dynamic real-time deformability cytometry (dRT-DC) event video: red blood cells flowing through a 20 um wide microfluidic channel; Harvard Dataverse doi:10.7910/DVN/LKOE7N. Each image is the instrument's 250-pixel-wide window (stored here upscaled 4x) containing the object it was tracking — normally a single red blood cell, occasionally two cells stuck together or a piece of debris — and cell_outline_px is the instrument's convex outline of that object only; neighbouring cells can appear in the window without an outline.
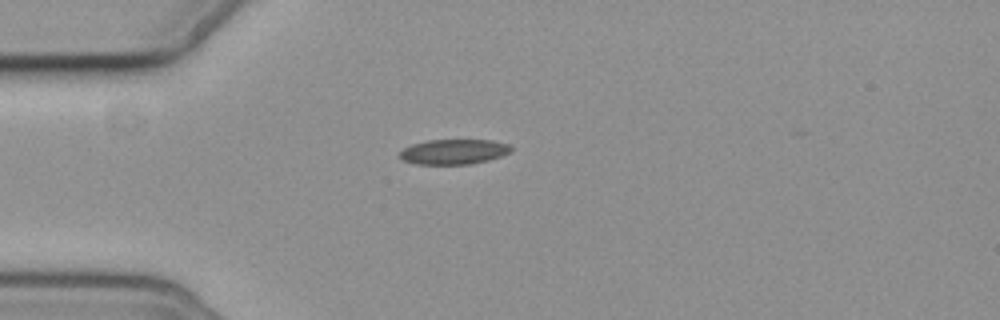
{"species": "common noctule bat (a hibernating species)", "species_latin": "Nyctalus noctula", "temperature_condition": "cold", "stored_images_in_passage": 1, "camera_frame_rate_fps": 3000, "um_per_image_px": 0.085, "animal": {"sex": "female", "body_mass_g": 19.3, "forearm_length_mm": 54.1}, "frame": {"image": 1, "passage_image": 1, "time_ms": 0.0, "image_size_px": [1000, 320], "cell_outline_px": [[512, 152], [488, 160], [468, 164], [416, 164], [404, 160], [400, 156], [400, 152], [404, 148], [412, 144], [428, 140], [492, 140], [508, 144], [512, 148]], "centroid_in_image_um": [38.59, 12.89], "position_along_channel_um": 46.4, "area_um2": 16.13}}